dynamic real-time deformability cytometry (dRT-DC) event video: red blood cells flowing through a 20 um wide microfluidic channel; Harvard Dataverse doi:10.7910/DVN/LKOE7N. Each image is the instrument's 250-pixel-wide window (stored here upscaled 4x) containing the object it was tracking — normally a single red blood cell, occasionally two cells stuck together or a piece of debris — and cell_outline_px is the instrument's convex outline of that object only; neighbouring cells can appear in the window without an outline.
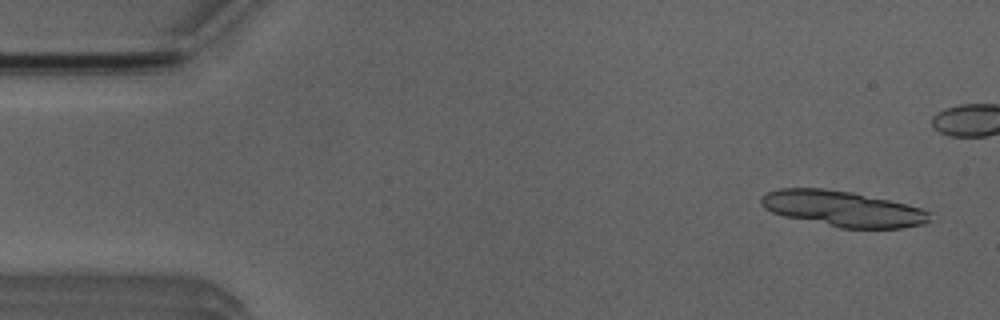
{"species": "Egyptian fruit bat (a non-hibernating species)", "species_latin": "Rousettus aegyptiacus", "temperature_condition": "room temperature", "stored_images_in_passage": 8, "camera_frame_rate_fps": 3000, "um_per_image_px": 0.085, "animal": {"sex": "male"}, "frame": {"image": 1, "passage_image": 1, "time_ms": 0.0, "image_size_px": [1000, 320], "cell_outline_px": [[928, 220], [924, 224], [900, 228], [840, 228], [784, 216], [772, 212], [764, 208], [760, 204], [760, 196], [768, 192], [780, 188], [824, 188], [852, 192], [888, 200], [920, 208], [928, 212]], "centroid_in_image_um": [71.56, 17.74], "position_along_channel_um": 13.4, "area_um2": 34.74}}
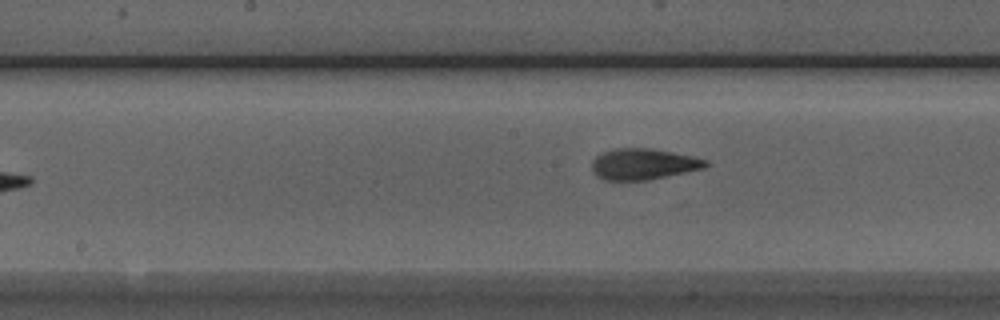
{"frame": {"image": 2, "passage_image": 8, "time_ms": 9.0, "image_size_px": [1000, 320], "cell_outline_px": [[708, 164], [704, 168], [648, 180], [604, 180], [596, 176], [592, 172], [592, 160], [596, 156], [604, 152], [616, 148], [648, 148], [672, 152], [692, 156], [708, 160]], "centroid_in_image_um": [54.65, 13.95], "position_along_channel_um": 193.5, "area_um2": 20.52}}